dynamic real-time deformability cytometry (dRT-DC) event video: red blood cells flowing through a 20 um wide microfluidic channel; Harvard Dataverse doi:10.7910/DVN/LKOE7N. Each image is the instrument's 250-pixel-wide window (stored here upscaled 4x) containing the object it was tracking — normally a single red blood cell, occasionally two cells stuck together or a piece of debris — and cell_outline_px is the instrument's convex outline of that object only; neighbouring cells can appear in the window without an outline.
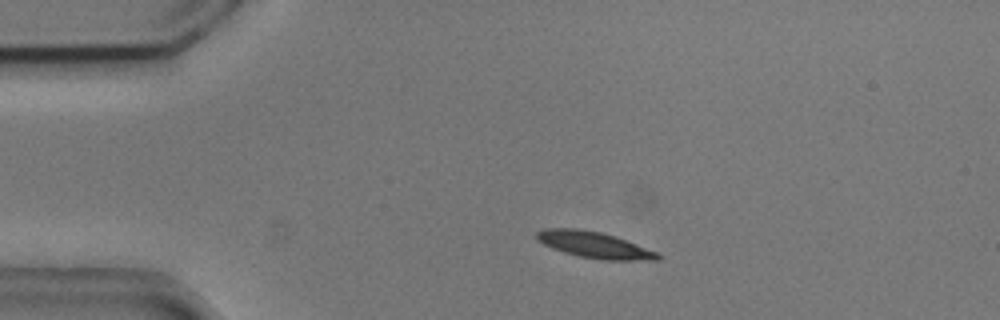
{"species": "common noctule bat (a hibernating species)", "species_latin": "Nyctalus noctula", "temperature_condition": "cold", "stored_images_in_passage": 3, "camera_frame_rate_fps": 3000, "um_per_image_px": 0.085, "animal": {"sex": "male", "body_mass_g": 20.5, "forearm_length_mm": 52.5}, "frame": {"image": 1, "passage_image": 2, "time_ms": 0.333, "image_size_px": [1000, 320], "cell_outline_px": [[660, 260], [600, 260], [580, 256], [564, 252], [552, 248], [544, 244], [536, 236], [536, 232], [544, 228], [576, 228], [600, 232], [616, 236], [660, 252]], "centroid_in_image_um": [50.58, 20.81], "position_along_channel_um": 34.4, "area_um2": 18.61}}